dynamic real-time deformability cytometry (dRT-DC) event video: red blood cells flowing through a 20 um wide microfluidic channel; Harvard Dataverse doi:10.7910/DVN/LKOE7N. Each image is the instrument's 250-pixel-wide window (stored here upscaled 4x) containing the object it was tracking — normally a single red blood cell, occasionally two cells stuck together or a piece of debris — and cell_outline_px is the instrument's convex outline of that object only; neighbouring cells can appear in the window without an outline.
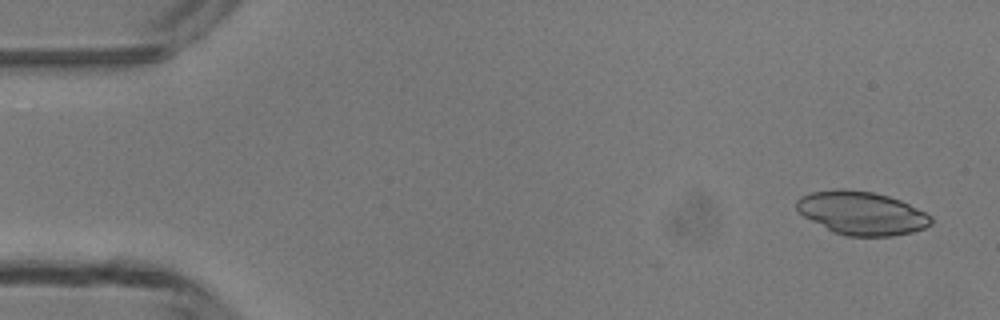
{"species": "common noctule bat (a hibernating species)", "species_latin": "Nyctalus noctula", "temperature_condition": "room temperature", "stored_images_in_passage": 4, "camera_frame_rate_fps": 3000, "um_per_image_px": 0.085, "animal": {"sex": "male", "body_mass_g": 13.3}, "frame": {"image": 1, "passage_image": 1, "time_ms": 0.0, "image_size_px": [1000, 320], "cell_outline_px": [[932, 224], [924, 228], [912, 232], [892, 236], [848, 236], [832, 232], [804, 216], [796, 208], [796, 200], [800, 196], [812, 192], [836, 188], [844, 188], [872, 192], [888, 196], [900, 200], [932, 216]], "centroid_in_image_um": [73.22, 18.11], "position_along_channel_um": 11.8, "area_um2": 33.99}}